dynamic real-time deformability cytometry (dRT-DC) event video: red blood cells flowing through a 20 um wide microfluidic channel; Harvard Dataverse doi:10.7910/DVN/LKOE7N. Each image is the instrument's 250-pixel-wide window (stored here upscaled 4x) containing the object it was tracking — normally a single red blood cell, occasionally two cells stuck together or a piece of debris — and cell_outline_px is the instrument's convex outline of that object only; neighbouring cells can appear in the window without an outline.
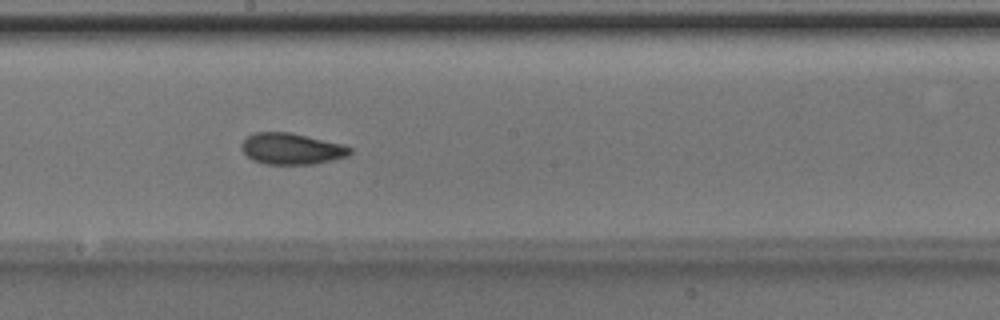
{"species": "Egyptian fruit bat (a non-hibernating species)", "species_latin": "Rousettus aegyptiacus", "temperature_condition": "room temperature", "stored_images_in_passage": 27, "camera_frame_rate_fps": 3000, "um_per_image_px": 0.085, "animal": {"sex": "male"}, "frame": {"image": 1, "passage_image": 19, "time_ms": 6.0, "image_size_px": [1000, 320], "cell_outline_px": [[352, 152], [348, 156], [332, 160], [312, 164], [264, 164], [252, 160], [240, 148], [240, 144], [252, 132], [292, 132], [344, 144], [352, 148]], "centroid_in_image_um": [24.78, 12.63], "position_along_channel_um": 223.4, "area_um2": 20.0}}
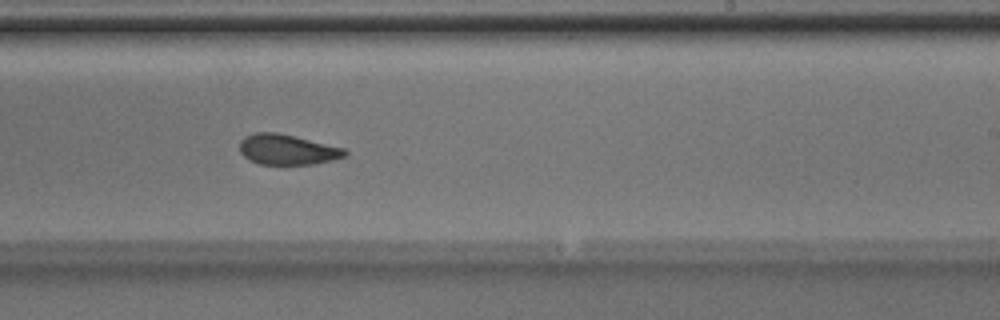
{"frame": {"image": 2, "passage_image": 22, "time_ms": 7.0, "image_size_px": [1000, 320], "cell_outline_px": [[348, 152], [344, 156], [332, 160], [312, 164], [284, 168], [260, 164], [248, 160], [240, 152], [240, 140], [244, 136], [256, 132], [276, 132], [344, 148]], "centroid_in_image_um": [24.37, 12.76], "position_along_channel_um": 264.6, "area_um2": 19.19}}